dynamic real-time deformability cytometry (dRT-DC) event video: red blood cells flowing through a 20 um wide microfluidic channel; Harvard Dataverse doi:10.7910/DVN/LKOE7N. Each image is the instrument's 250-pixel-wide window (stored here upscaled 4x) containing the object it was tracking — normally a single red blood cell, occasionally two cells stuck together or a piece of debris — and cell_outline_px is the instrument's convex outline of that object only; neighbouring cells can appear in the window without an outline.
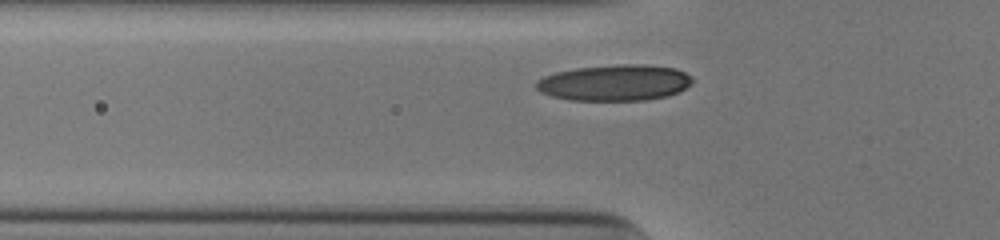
{"species": "human", "species_latin": "Homo sapiens", "temperature_condition": "cold", "stored_images_in_passage": 31, "camera_frame_rate_fps": 3000, "um_per_image_px": 0.085, "donor": {"sex": "male"}, "frame": {"image": 1, "passage_image": 7, "time_ms": 2.0, "image_size_px": [1000, 240], "cell_outline_px": [[692, 84], [680, 92], [668, 96], [644, 100], [568, 100], [552, 96], [540, 92], [536, 88], [536, 80], [544, 76], [556, 72], [576, 68], [620, 64], [648, 64], [676, 68], [692, 76]], "centroid_in_image_um": [52.28, 7.03], "position_along_channel_um": 73.5, "area_um2": 33.12}}
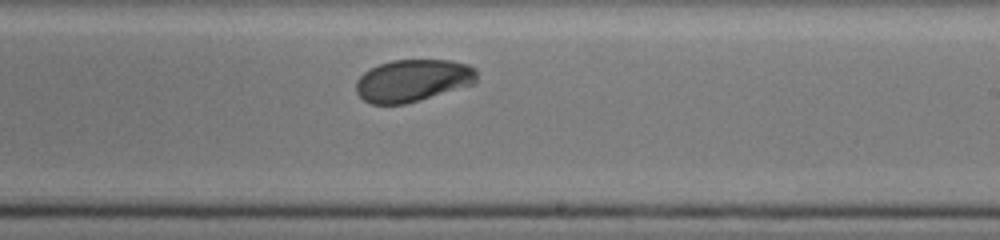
{"frame": {"image": 2, "passage_image": 21, "time_ms": 6.667, "image_size_px": [1000, 240], "cell_outline_px": [[476, 80], [472, 84], [420, 100], [404, 104], [368, 104], [356, 92], [356, 80], [364, 72], [380, 64], [392, 60], [452, 60], [468, 64], [476, 68]], "centroid_in_image_um": [35.07, 6.84], "position_along_channel_um": 253.9, "area_um2": 29.65}}
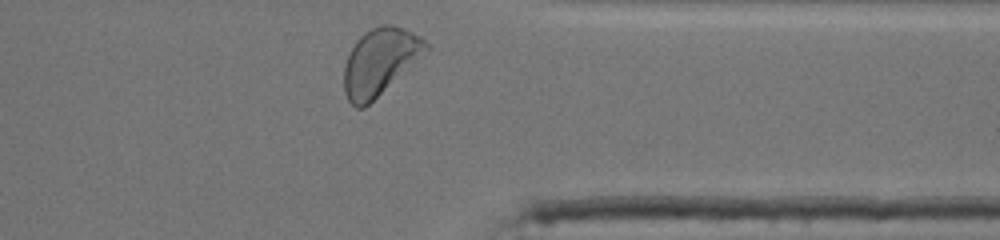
{"frame": {"image": 3, "passage_image": 31, "time_ms": 10.0, "image_size_px": [1000, 240], "cell_outline_px": [[428, 52], [364, 108], [356, 108], [348, 100], [344, 92], [344, 64], [356, 40], [364, 32], [380, 24], [392, 24], [412, 32], [420, 36], [428, 44]], "centroid_in_image_um": [32.29, 5.24], "position_along_channel_um": 379.1, "area_um2": 31.79}, "authors_computed_cell_mechanics": {"area_um2": 31.1542, "velocity_mm_per_s": 3.8812, "shape_relaxation_time_tau1_ms": 1.8889, "shape_relaxation_time_tau2_ms": null, "deformation_change_tau1": 0.1075, "deformation_change_tau2": null}}